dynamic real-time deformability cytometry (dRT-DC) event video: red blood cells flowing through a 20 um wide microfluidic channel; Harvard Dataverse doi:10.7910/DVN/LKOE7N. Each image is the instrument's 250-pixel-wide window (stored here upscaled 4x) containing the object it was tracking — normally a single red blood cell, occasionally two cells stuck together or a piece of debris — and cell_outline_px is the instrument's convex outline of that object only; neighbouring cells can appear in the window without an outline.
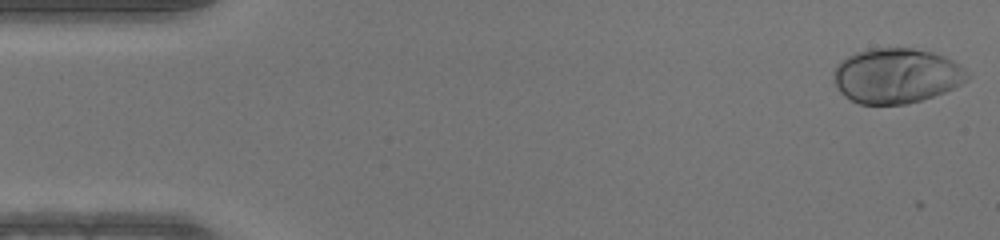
{"species": "human", "species_latin": "Homo sapiens", "temperature_condition": "warm", "stored_images_in_passage": 49, "camera_frame_rate_fps": 3000, "um_per_image_px": 0.085, "donor": {"sex": "male"}, "frame": {"image": 1, "passage_image": 1, "time_ms": 0.0, "image_size_px": [1000, 240], "cell_outline_px": [[972, 76], [968, 80], [944, 92], [908, 104], [860, 104], [844, 96], [836, 88], [832, 72], [836, 64], [840, 60], [856, 52], [868, 48], [912, 48], [932, 52], [944, 56], [960, 64]], "centroid_in_image_um": [76.18, 6.43], "position_along_channel_um": 8.8, "area_um2": 43.18}}
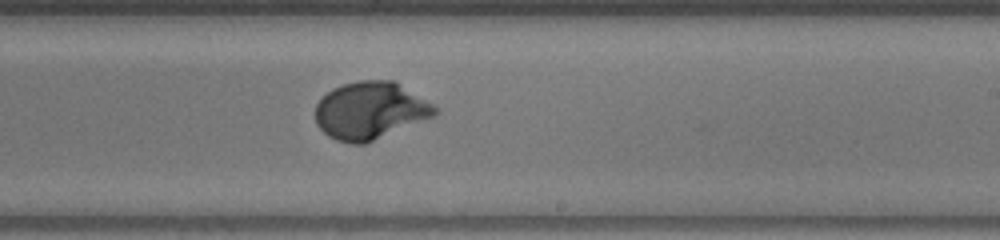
{"frame": {"image": 2, "passage_image": 29, "time_ms": 9.333, "image_size_px": [1000, 240], "cell_outline_px": [[440, 112], [436, 116], [364, 144], [352, 144], [336, 140], [328, 136], [316, 124], [316, 104], [332, 88], [344, 84], [360, 80], [392, 80], [440, 108]], "centroid_in_image_um": [31.49, 9.41], "position_along_channel_um": 257.5, "area_um2": 39.94}}
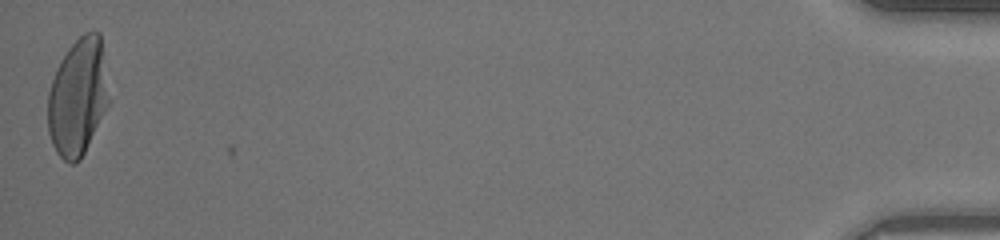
{"frame": {"image": 3, "passage_image": 49, "time_ms": 16.0, "image_size_px": [1000, 240], "cell_outline_px": [[108, 104], [80, 160], [76, 164], [68, 164], [56, 152], [52, 144], [48, 132], [48, 92], [56, 68], [60, 60], [68, 48], [84, 32], [100, 32], [108, 100]], "centroid_in_image_um": [6.57, 8.27], "position_along_channel_um": 428.6, "area_um2": 41.1}}